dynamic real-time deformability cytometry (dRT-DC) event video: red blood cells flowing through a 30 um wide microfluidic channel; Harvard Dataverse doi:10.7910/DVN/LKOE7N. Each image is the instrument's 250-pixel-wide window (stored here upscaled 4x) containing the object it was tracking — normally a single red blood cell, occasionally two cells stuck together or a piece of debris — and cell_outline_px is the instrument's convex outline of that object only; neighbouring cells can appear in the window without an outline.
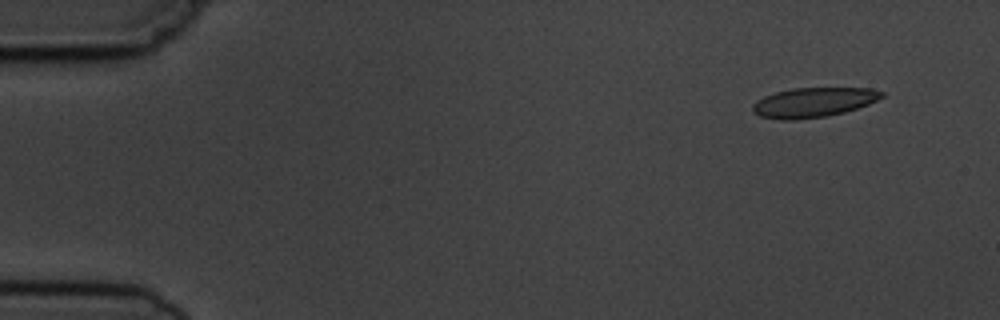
{"species": "common noctule bat (a hibernating species)", "species_latin": "Nyctalus noctula", "temperature_condition": "cold", "stored_images_in_passage": 5, "camera_frame_rate_fps": 3000, "um_per_image_px": 0.085, "animal": {"sex": "male", "body_mass_g": 19.5, "forearm_length_mm": 54.6}, "frame": {"image": 1, "passage_image": 2, "time_ms": 1.333, "image_size_px": [1000, 320], "cell_outline_px": [[884, 96], [868, 104], [844, 112], [828, 116], [796, 120], [780, 120], [760, 116], [752, 112], [752, 104], [756, 100], [764, 96], [776, 92], [792, 88], [872, 88], [884, 92]], "centroid_in_image_um": [69.11, 8.7], "position_along_channel_um": 15.9, "area_um2": 22.43}}
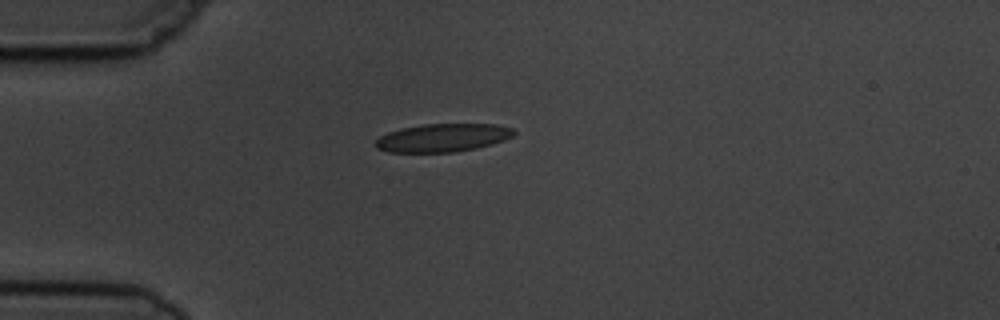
{"frame": {"image": 2, "passage_image": 5, "time_ms": 4.667, "image_size_px": [1000, 320], "cell_outline_px": [[516, 132], [512, 136], [504, 140], [492, 144], [476, 148], [456, 152], [388, 152], [376, 148], [376, 140], [380, 136], [388, 132], [400, 128], [424, 124], [496, 124], [512, 128]], "centroid_in_image_um": [37.63, 11.71], "position_along_channel_um": 47.4, "area_um2": 22.72}}